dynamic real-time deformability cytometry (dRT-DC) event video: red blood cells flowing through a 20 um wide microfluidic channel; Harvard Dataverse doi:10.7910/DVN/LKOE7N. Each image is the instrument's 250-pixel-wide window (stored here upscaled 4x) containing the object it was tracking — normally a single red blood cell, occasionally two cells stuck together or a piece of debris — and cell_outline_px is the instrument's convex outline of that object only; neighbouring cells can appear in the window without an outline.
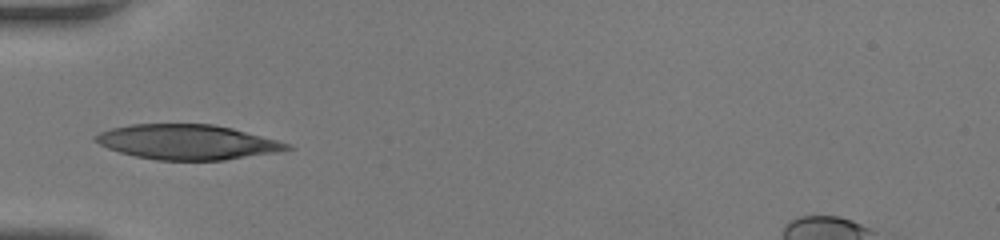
{"species": "human", "species_latin": "Homo sapiens", "temperature_condition": "room temperature", "stored_images_in_passage": 33, "camera_frame_rate_fps": 3000, "um_per_image_px": 0.085, "donor": {"sex": "female"}, "frame": {"image": 1, "passage_image": 1, "time_ms": 0.0, "image_size_px": [1000, 240], "cell_outline_px": [[296, 148], [276, 152], [224, 160], [156, 160], [136, 156], [120, 152], [108, 148], [92, 140], [92, 136], [100, 132], [112, 128], [128, 124], [212, 124], [232, 128], [292, 144]], "centroid_in_image_um": [15.91, 12.07], "position_along_channel_um": 69.1, "area_um2": 38.96}}
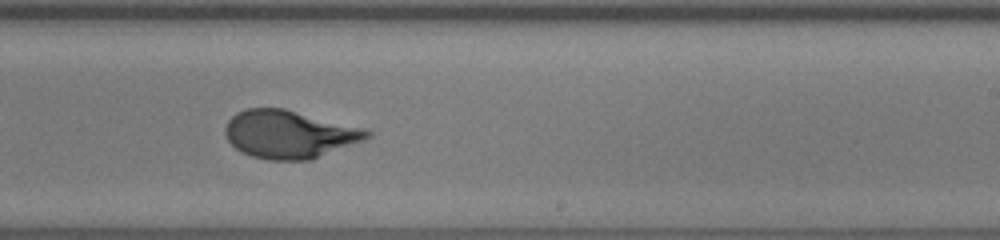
{"frame": {"image": 2, "passage_image": 15, "time_ms": 4.667, "image_size_px": [1000, 240], "cell_outline_px": [[372, 136], [364, 140], [312, 160], [268, 160], [252, 156], [236, 148], [228, 140], [224, 132], [224, 128], [228, 120], [236, 112], [248, 108], [284, 108], [368, 128], [372, 132]], "centroid_in_image_um": [24.64, 11.4], "position_along_channel_um": 264.4, "area_um2": 40.0}}
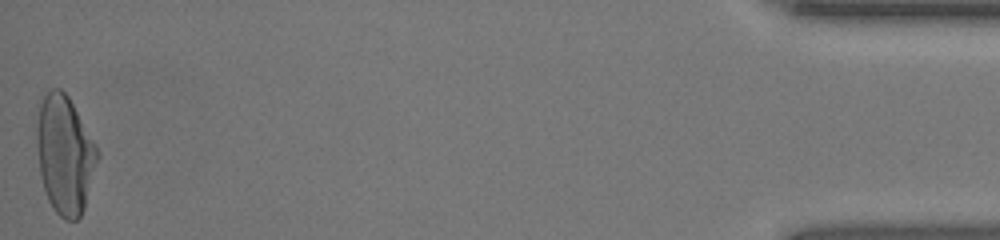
{"frame": {"image": 3, "passage_image": 33, "time_ms": 10.667, "image_size_px": [1000, 240], "cell_outline_px": [[100, 156], [84, 208], [80, 216], [76, 220], [64, 220], [56, 212], [48, 200], [40, 176], [36, 140], [36, 124], [40, 104], [44, 92], [48, 88], [60, 88], [68, 96], [100, 152]], "centroid_in_image_um": [5.5, 13.13], "position_along_channel_um": 429.7, "area_um2": 42.02}, "authors_computed_cell_mechanics": {"area_um2": 39.4196, "velocity_mm_per_s": 4.2425, "shape_relaxation_time_tau1_ms": 4.288, "shape_relaxation_time_tau2_ms": null, "deformation_change_tau1": 0.251, "deformation_change_tau2": null}}